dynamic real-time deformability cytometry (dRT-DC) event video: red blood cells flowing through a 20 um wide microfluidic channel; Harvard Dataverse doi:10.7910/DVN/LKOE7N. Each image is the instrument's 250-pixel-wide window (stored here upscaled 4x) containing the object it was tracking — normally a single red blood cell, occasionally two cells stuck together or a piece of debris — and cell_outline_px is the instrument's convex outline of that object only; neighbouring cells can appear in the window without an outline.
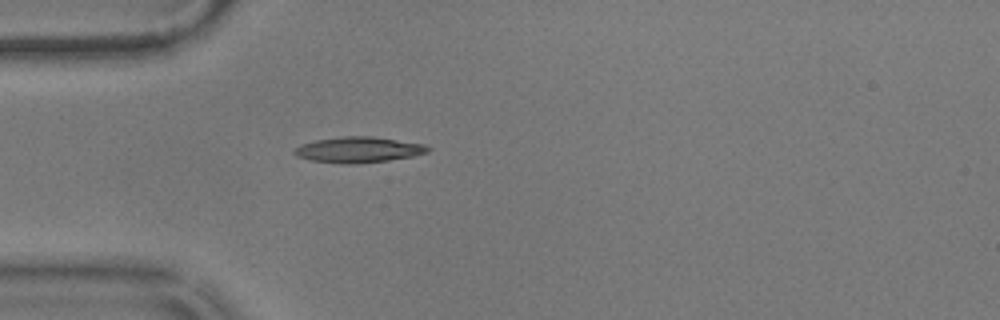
{"species": "common noctule bat (a hibernating species)", "species_latin": "Nyctalus noctula", "temperature_condition": "warm", "stored_images_in_passage": 41, "camera_frame_rate_fps": 3000, "um_per_image_px": 0.085, "animal": {"sex": "male", "body_mass_g": 17.9}, "frame": {"image": 1, "passage_image": 1, "time_ms": 0.0, "image_size_px": [1000, 320], "cell_outline_px": [[432, 148], [428, 152], [412, 156], [388, 160], [352, 164], [344, 164], [312, 160], [296, 156], [292, 152], [300, 144], [316, 140], [344, 136], [372, 136], [424, 144]], "centroid_in_image_um": [30.47, 12.72], "position_along_channel_um": 54.5, "area_um2": 19.88}}
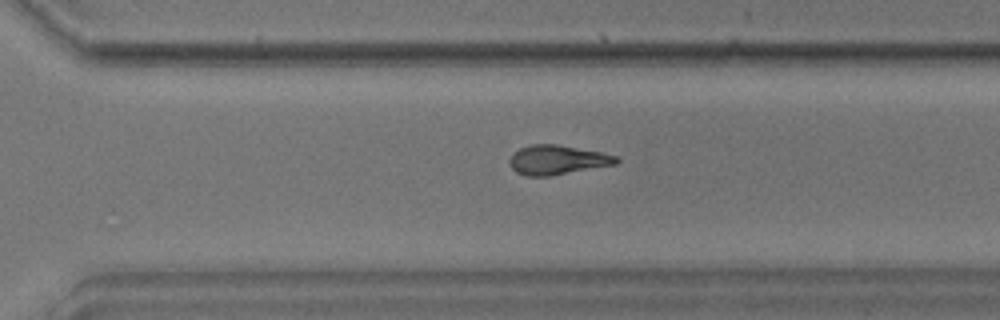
{"frame": {"image": 2, "passage_image": 24, "time_ms": 7.667, "image_size_px": [1000, 320], "cell_outline_px": [[620, 160], [616, 164], [548, 176], [528, 176], [516, 172], [508, 164], [508, 160], [512, 152], [520, 148], [532, 144], [556, 144], [600, 152], [616, 156]], "centroid_in_image_um": [47.31, 13.58], "position_along_channel_um": 323.3, "area_um2": 18.21}}
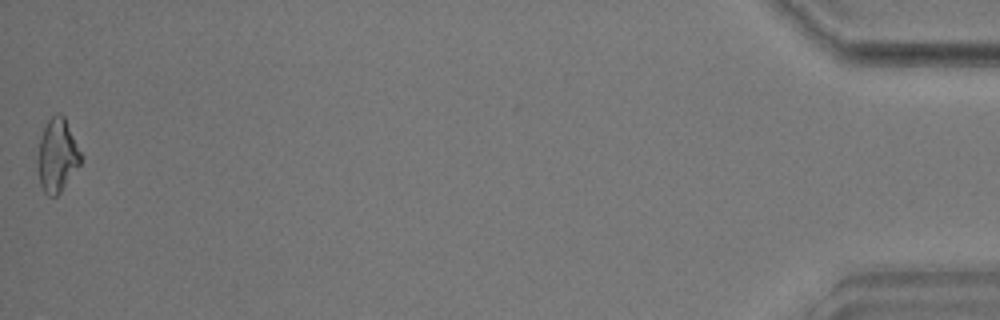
{"frame": {"image": 3, "passage_image": 41, "time_ms": 13.333, "image_size_px": [1000, 320], "cell_outline_px": [[84, 156], [80, 164], [60, 192], [56, 196], [48, 196], [44, 192], [40, 184], [36, 160], [36, 156], [40, 136], [48, 120], [56, 112], [60, 112], [64, 116]], "centroid_in_image_um": [4.86, 13.19], "position_along_channel_um": 430.3, "area_um2": 18.79}, "authors_computed_cell_mechanics": {"area_um2": 18.2648, "velocity_mm_per_s": 3.5798, "shape_relaxation_time_tau1_ms": 6.3538, "shape_relaxation_time_tau2_ms": 5.2794, "deformation_change_tau1": 0.2374, "deformation_change_tau2": 0.1518}}